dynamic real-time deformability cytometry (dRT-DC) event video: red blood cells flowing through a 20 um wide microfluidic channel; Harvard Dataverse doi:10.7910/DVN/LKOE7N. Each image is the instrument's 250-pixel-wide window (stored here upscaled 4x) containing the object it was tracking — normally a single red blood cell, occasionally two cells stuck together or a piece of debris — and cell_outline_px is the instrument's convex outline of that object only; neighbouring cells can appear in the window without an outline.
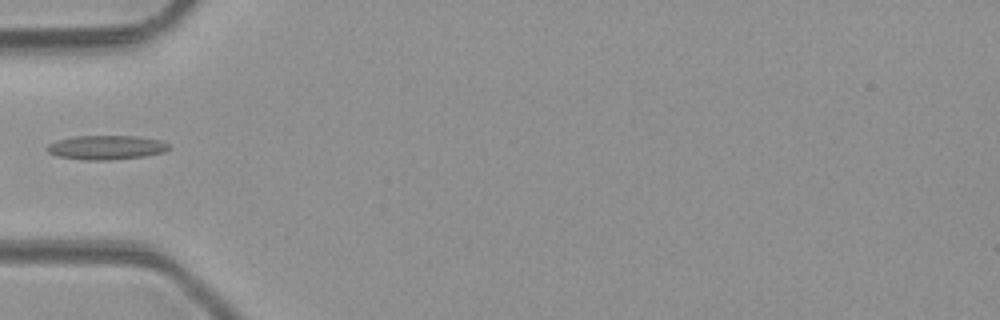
{"species": "common noctule bat (a hibernating species)", "species_latin": "Nyctalus noctula", "temperature_condition": "room temperature", "stored_images_in_passage": 6, "camera_frame_rate_fps": 3000, "um_per_image_px": 0.085, "animal": {"sex": "male", "body_mass_g": 23.1, "forearm_length_mm": 52.7}, "frame": {"image": 1, "passage_image": 6, "time_ms": 5.667, "image_size_px": [1000, 320], "cell_outline_px": [[168, 148], [164, 152], [144, 156], [108, 160], [88, 160], [56, 156], [48, 152], [44, 148], [48, 144], [56, 140], [76, 136], [136, 136], [160, 140], [168, 144]], "centroid_in_image_um": [8.98, 12.53], "position_along_channel_um": 76.0, "area_um2": 17.11}}